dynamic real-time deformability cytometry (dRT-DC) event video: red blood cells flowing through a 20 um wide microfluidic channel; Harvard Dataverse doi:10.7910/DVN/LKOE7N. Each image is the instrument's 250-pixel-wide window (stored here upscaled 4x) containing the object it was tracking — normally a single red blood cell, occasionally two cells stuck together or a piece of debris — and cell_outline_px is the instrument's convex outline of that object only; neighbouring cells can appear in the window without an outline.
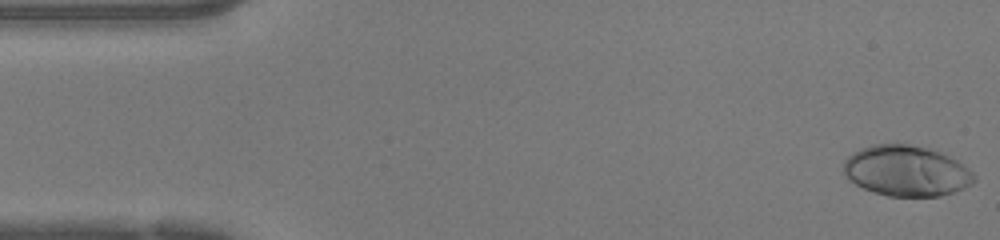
{"species": "human", "species_latin": "Homo sapiens", "temperature_condition": "warm", "stored_images_in_passage": 47, "camera_frame_rate_fps": 3000, "um_per_image_px": 0.085, "donor": {"sex": "female"}, "frame": {"image": 1, "passage_image": 1, "time_ms": 0.0, "image_size_px": [1000, 240], "cell_outline_px": [[976, 180], [964, 188], [940, 196], [888, 196], [864, 188], [856, 184], [844, 172], [844, 160], [852, 152], [860, 148], [872, 144], [908, 144], [928, 148], [940, 152], [956, 160], [968, 168], [976, 176]], "centroid_in_image_um": [77.05, 14.51], "position_along_channel_um": 8.0, "area_um2": 38.26}}
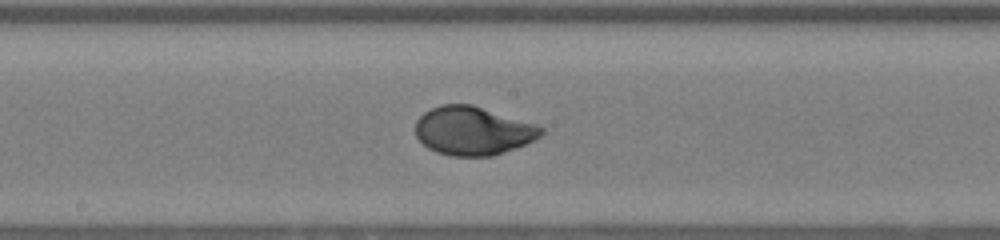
{"frame": {"image": 2, "passage_image": 24, "time_ms": 7.667, "image_size_px": [1000, 240], "cell_outline_px": [[544, 132], [540, 136], [524, 144], [492, 156], [452, 156], [436, 152], [428, 148], [416, 136], [416, 120], [424, 112], [440, 104], [472, 104], [536, 124], [544, 128]], "centroid_in_image_um": [40.18, 11.11], "position_along_channel_um": 208.0, "area_um2": 35.37}}
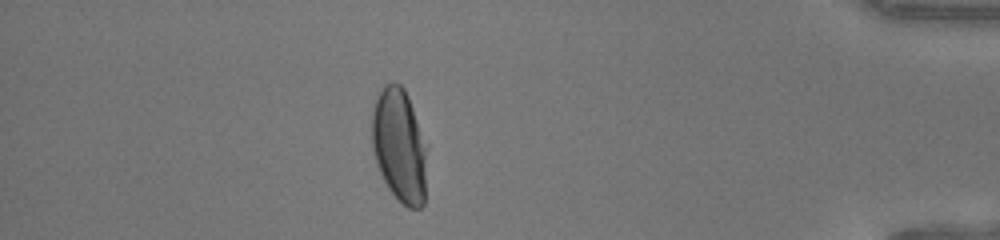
{"frame": {"image": 3, "passage_image": 41, "time_ms": 13.333, "image_size_px": [1000, 240], "cell_outline_px": [[428, 144], [424, 204], [420, 208], [408, 208], [388, 188], [376, 164], [372, 148], [372, 108], [384, 84], [392, 80], [396, 80], [404, 88], [408, 96]], "centroid_in_image_um": [33.97, 12.33], "position_along_channel_um": 401.2, "area_um2": 37.17}, "authors_computed_cell_mechanics": {"area_um2": 35.4892, "velocity_mm_per_s": 4.2651, "shape_relaxation_time_tau1_ms": 3.2484, "shape_relaxation_time_tau2_ms": null, "deformation_change_tau1": 0.1944, "deformation_change_tau2": null}}